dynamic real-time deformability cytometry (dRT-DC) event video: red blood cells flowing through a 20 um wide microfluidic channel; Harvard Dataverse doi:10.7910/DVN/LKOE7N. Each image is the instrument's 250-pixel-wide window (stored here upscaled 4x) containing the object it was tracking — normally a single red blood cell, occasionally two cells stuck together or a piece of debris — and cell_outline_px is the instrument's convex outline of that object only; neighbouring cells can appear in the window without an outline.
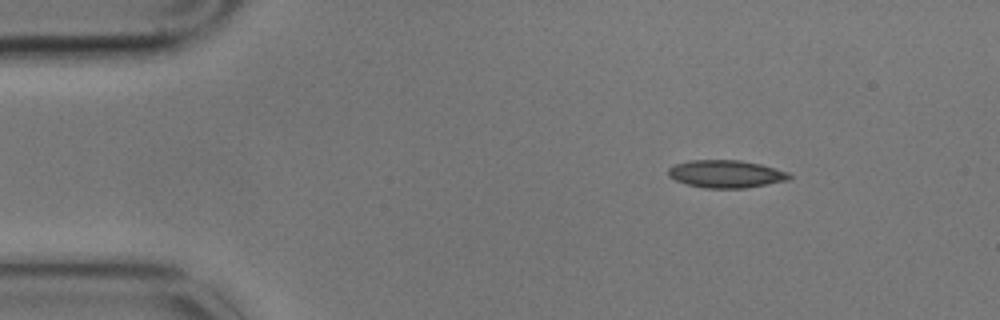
{"species": "common noctule bat (a hibernating species)", "species_latin": "Nyctalus noctula", "temperature_condition": "cold", "stored_images_in_passage": 13, "camera_frame_rate_fps": 3000, "um_per_image_px": 0.085, "animal": {"sex": "male", "body_mass_g": 17.9}, "frame": {"image": 1, "passage_image": 1, "time_ms": 0.0, "image_size_px": [1000, 320], "cell_outline_px": [[792, 176], [788, 180], [744, 188], [704, 188], [688, 184], [676, 180], [668, 176], [668, 168], [676, 164], [692, 160], [740, 160], [760, 164], [788, 172]], "centroid_in_image_um": [61.7, 14.78], "position_along_channel_um": 23.3, "area_um2": 19.31}}
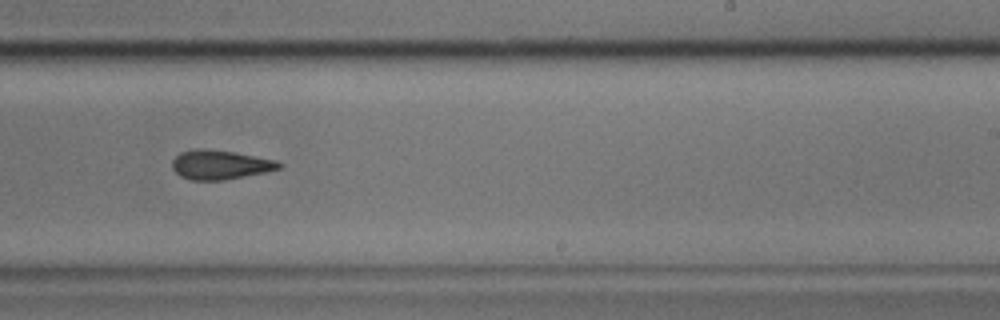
{"frame": {"image": 2, "passage_image": 8, "time_ms": 2.333, "image_size_px": [1000, 320], "cell_outline_px": [[284, 164], [280, 168], [268, 172], [224, 180], [192, 180], [180, 176], [172, 168], [172, 160], [180, 152], [196, 148], [204, 148], [232, 152], [276, 160]], "centroid_in_image_um": [18.71, 14.0], "position_along_channel_um": 270.3, "area_um2": 18.26}}
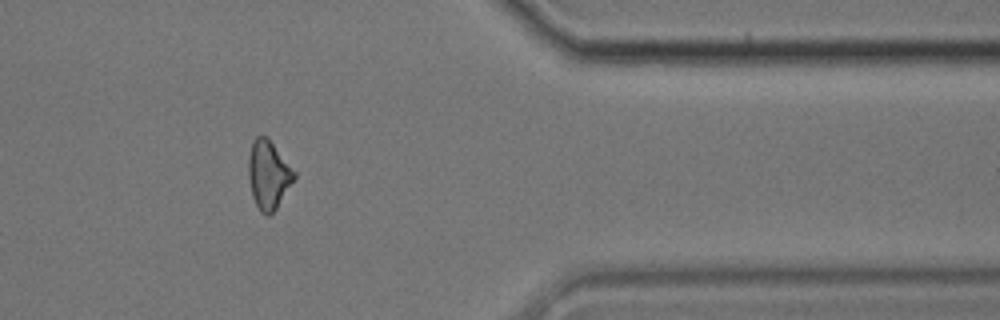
{"frame": {"image": 3, "passage_image": 11, "time_ms": 3.333, "image_size_px": [1000, 320], "cell_outline_px": [[296, 176], [276, 208], [268, 216], [264, 216], [260, 212], [252, 196], [248, 176], [248, 156], [252, 140], [256, 136], [264, 136], [272, 144], [296, 172]], "centroid_in_image_um": [22.78, 14.87], "position_along_channel_um": 388.6, "area_um2": 17.98}}